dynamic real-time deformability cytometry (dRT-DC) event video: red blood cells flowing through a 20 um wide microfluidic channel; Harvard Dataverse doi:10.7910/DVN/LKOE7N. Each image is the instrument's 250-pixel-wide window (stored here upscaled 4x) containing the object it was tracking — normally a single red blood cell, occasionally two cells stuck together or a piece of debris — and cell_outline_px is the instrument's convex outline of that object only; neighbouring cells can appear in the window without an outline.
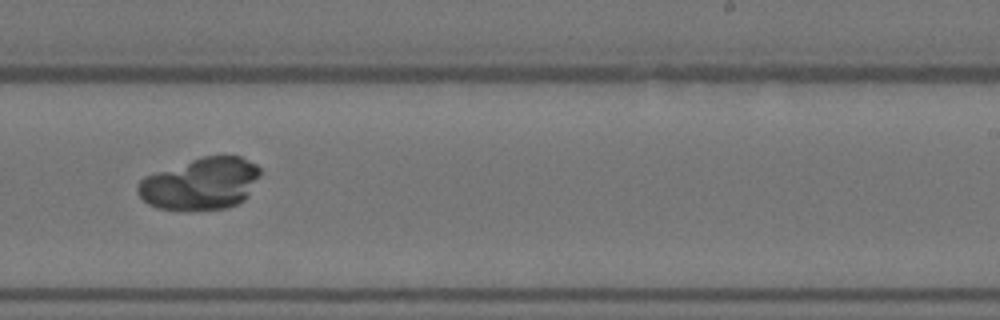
{"species": "Egyptian fruit bat (a non-hibernating species)", "species_latin": "Rousettus aegyptiacus", "temperature_condition": "warm", "stored_images_in_passage": 13, "camera_frame_rate_fps": 3000, "um_per_image_px": 0.085, "animal": {"sex": "female"}, "frame": {"image": 1, "passage_image": 8, "time_ms": 9.333, "image_size_px": [1000, 320], "cell_outline_px": [[260, 176], [248, 196], [244, 200], [228, 208], [156, 208], [148, 204], [136, 192], [136, 184], [144, 176], [204, 156], [240, 156], [256, 164], [260, 168]], "centroid_in_image_um": [17.06, 15.6], "position_along_channel_um": 271.9, "area_um2": 36.47}}